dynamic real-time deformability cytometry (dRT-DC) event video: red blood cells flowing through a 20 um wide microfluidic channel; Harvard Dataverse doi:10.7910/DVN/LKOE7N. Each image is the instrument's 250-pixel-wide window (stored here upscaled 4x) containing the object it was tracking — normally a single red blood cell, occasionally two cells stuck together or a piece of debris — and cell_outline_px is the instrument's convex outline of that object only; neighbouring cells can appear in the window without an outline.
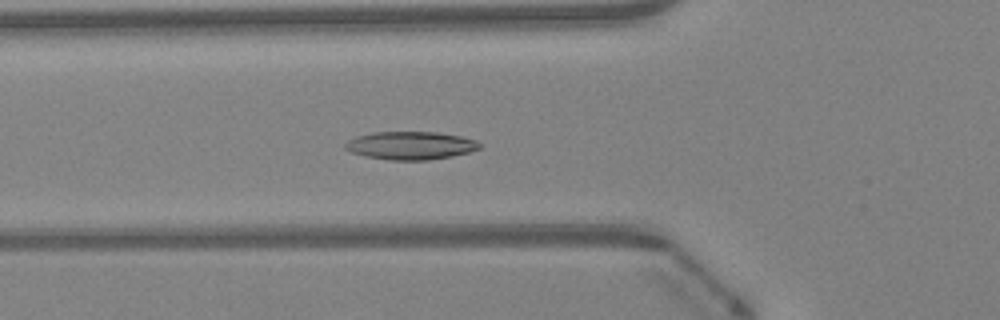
{"species": "Egyptian fruit bat (a non-hibernating species)", "species_latin": "Rousettus aegyptiacus", "temperature_condition": "warm", "stored_images_in_passage": 47, "camera_frame_rate_fps": 3000, "um_per_image_px": 0.085, "animal": {"sex": "female"}, "frame": {"image": 1, "passage_image": 17, "time_ms": 5.333, "image_size_px": [1000, 320], "cell_outline_px": [[480, 148], [468, 152], [452, 156], [428, 160], [388, 160], [364, 156], [352, 152], [344, 148], [344, 144], [348, 140], [356, 136], [372, 132], [436, 132], [460, 136], [476, 140], [480, 144]], "centroid_in_image_um": [34.86, 12.37], "position_along_channel_um": 90.9, "area_um2": 21.96}}
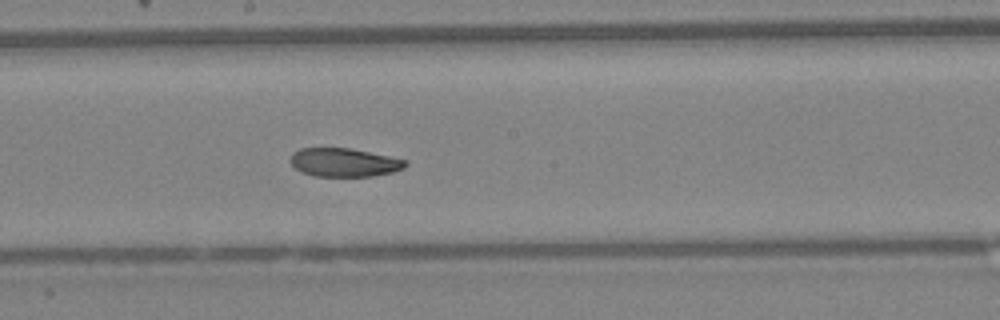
{"frame": {"image": 2, "passage_image": 26, "time_ms": 8.333, "image_size_px": [1000, 320], "cell_outline_px": [[408, 164], [404, 168], [392, 172], [372, 176], [316, 176], [304, 172], [296, 168], [288, 160], [292, 152], [300, 148], [348, 148], [408, 160]], "centroid_in_image_um": [29.24, 13.8], "position_along_channel_um": 219.0, "area_um2": 19.02}}
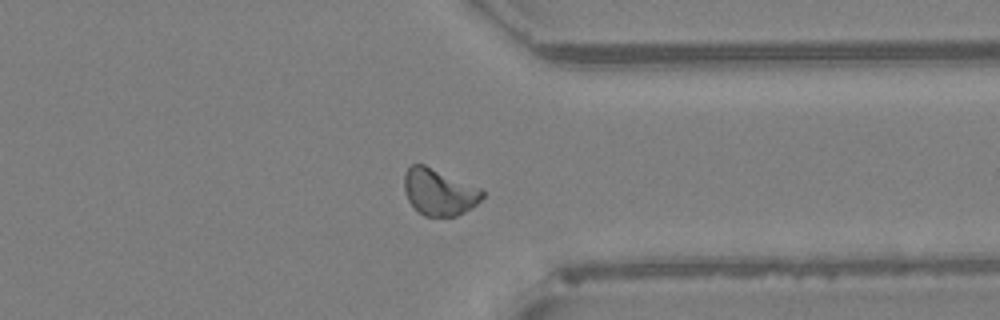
{"frame": {"image": 3, "passage_image": 37, "time_ms": 12.0, "image_size_px": [1000, 320], "cell_outline_px": [[484, 196], [472, 208], [456, 216], [424, 216], [408, 200], [404, 192], [404, 172], [412, 164], [424, 164], [480, 188], [484, 192]], "centroid_in_image_um": [37.31, 16.32], "position_along_channel_um": 374.1, "area_um2": 21.04}, "authors_computed_cell_mechanics": {"area_um2": 20.9814, "velocity_mm_per_s": 4.2844, "shape_relaxation_time_tau1_ms": 7.1176, "shape_relaxation_time_tau2_ms": 5.2509, "deformation_change_tau1": 0.1753, "deformation_change_tau2": 0.0984}}